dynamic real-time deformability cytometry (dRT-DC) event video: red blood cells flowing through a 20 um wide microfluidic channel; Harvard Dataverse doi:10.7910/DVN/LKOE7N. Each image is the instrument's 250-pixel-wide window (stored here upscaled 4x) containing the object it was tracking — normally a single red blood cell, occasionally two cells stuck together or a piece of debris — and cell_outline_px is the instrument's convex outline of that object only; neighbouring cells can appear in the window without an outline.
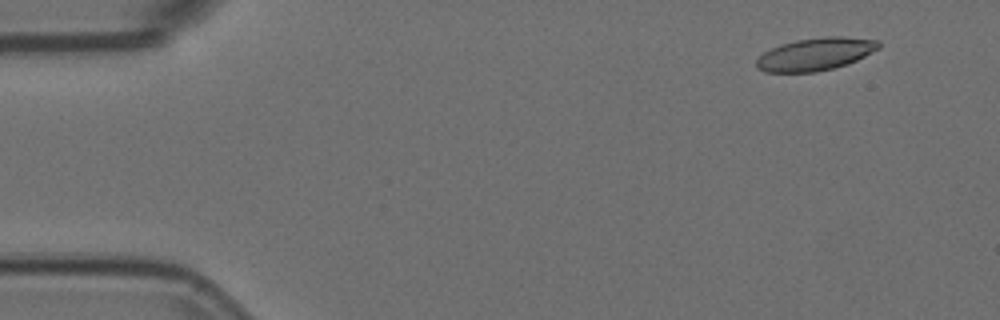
{"species": "Egyptian fruit bat (a non-hibernating species)", "species_latin": "Rousettus aegyptiacus", "temperature_condition": "room temperature", "stored_images_in_passage": 7, "camera_frame_rate_fps": 3000, "um_per_image_px": 0.085, "animal": {"sex": "female"}, "frame": {"image": 1, "passage_image": 7, "time_ms": 2.0, "image_size_px": [1000, 320], "cell_outline_px": [[880, 48], [856, 60], [832, 68], [816, 72], [764, 72], [756, 68], [756, 60], [764, 52], [780, 44], [796, 40], [824, 36], [840, 36], [880, 40]], "centroid_in_image_um": [69.3, 4.59], "position_along_channel_um": 15.7, "area_um2": 23.18}}